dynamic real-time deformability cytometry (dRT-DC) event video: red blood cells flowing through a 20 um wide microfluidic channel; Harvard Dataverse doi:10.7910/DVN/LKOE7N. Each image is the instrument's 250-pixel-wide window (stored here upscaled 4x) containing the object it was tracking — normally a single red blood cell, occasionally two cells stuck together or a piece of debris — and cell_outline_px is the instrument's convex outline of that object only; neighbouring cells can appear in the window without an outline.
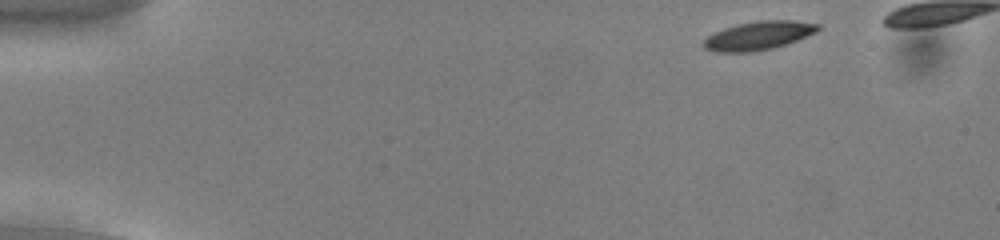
{"species": "common noctule bat (a hibernating species)", "species_latin": "Nyctalus noctula", "temperature_condition": "cold", "stored_images_in_passage": 43, "camera_frame_rate_fps": 3000, "um_per_image_px": 0.085, "animal": {"sex": "male", "body_mass_g": 13.0, "forearm_length_mm": 53.1}, "frame": {"image": 1, "passage_image": 1, "time_ms": 0.0, "image_size_px": [1000, 240], "cell_outline_px": [[820, 28], [816, 32], [796, 40], [772, 48], [752, 52], [712, 52], [704, 48], [704, 40], [708, 36], [724, 28], [736, 24], [760, 20], [792, 20], [820, 24]], "centroid_in_image_um": [64.46, 3.02], "position_along_channel_um": 20.5, "area_um2": 18.9}}
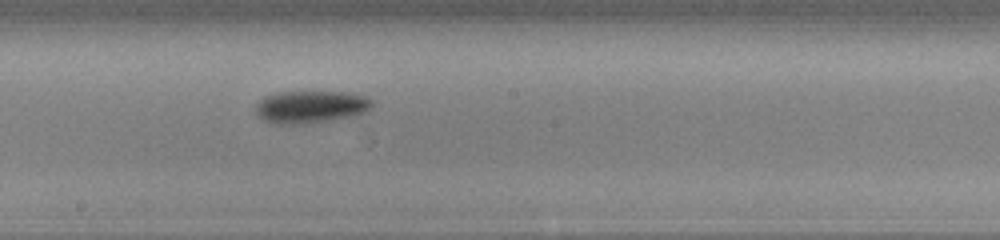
{"frame": {"image": 2, "passage_image": 25, "time_ms": 8.0, "image_size_px": [1000, 240], "cell_outline_px": [[372, 104], [364, 112], [356, 116], [304, 124], [276, 124], [264, 120], [256, 112], [256, 104], [264, 96], [276, 92], [348, 92], [368, 96], [372, 100]], "centroid_in_image_um": [26.42, 9.08], "position_along_channel_um": 221.8, "area_um2": 22.08}}
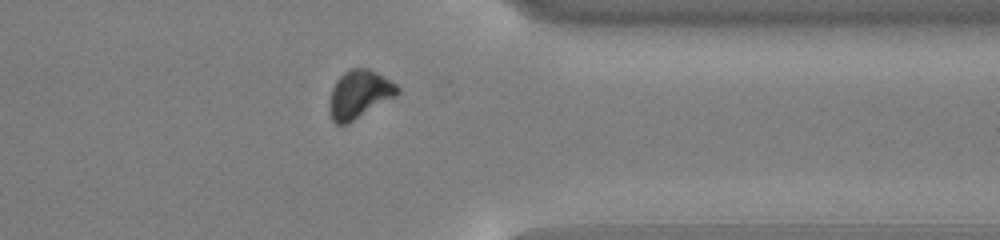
{"frame": {"image": 3, "passage_image": 38, "time_ms": 12.333, "image_size_px": [1000, 240], "cell_outline_px": [[400, 92], [396, 96], [348, 124], [336, 124], [332, 120], [328, 108], [328, 104], [332, 88], [336, 80], [348, 68], [368, 68], [376, 72], [396, 84], [400, 88]], "centroid_in_image_um": [30.52, 8.02], "position_along_channel_um": 380.9, "area_um2": 19.19}}